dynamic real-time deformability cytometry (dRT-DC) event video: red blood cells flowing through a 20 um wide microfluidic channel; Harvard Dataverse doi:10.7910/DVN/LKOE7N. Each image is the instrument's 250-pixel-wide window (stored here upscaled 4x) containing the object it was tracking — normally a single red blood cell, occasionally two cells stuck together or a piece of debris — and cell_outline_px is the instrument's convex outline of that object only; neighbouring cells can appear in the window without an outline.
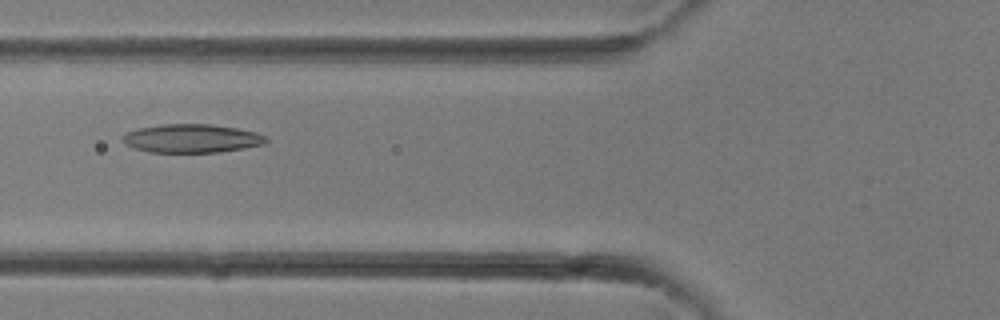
{"species": "common noctule bat (a hibernating species)", "species_latin": "Nyctalus noctula", "temperature_condition": "room temperature", "stored_images_in_passage": 33, "camera_frame_rate_fps": 3000, "um_per_image_px": 0.085, "animal": {"sex": "female"}, "frame": {"image": 1, "passage_image": 13, "time_ms": 4.0, "image_size_px": [1000, 320], "cell_outline_px": [[268, 140], [264, 144], [244, 148], [220, 152], [148, 152], [124, 144], [120, 136], [128, 132], [140, 128], [160, 124], [212, 124], [236, 128], [256, 132], [264, 136]], "centroid_in_image_um": [16.28, 11.76], "position_along_channel_um": 109.5, "area_um2": 23.81}}
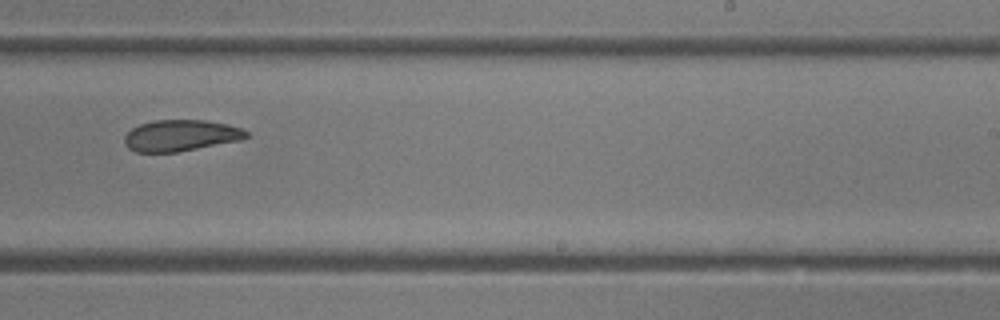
{"frame": {"image": 2, "passage_image": 21, "time_ms": 6.667, "image_size_px": [1000, 320], "cell_outline_px": [[248, 136], [240, 140], [176, 152], [136, 152], [128, 148], [124, 144], [124, 136], [132, 128], [140, 124], [152, 120], [204, 120], [228, 124], [240, 128], [248, 132]], "centroid_in_image_um": [15.32, 11.51], "position_along_channel_um": 273.7, "area_um2": 22.14}}
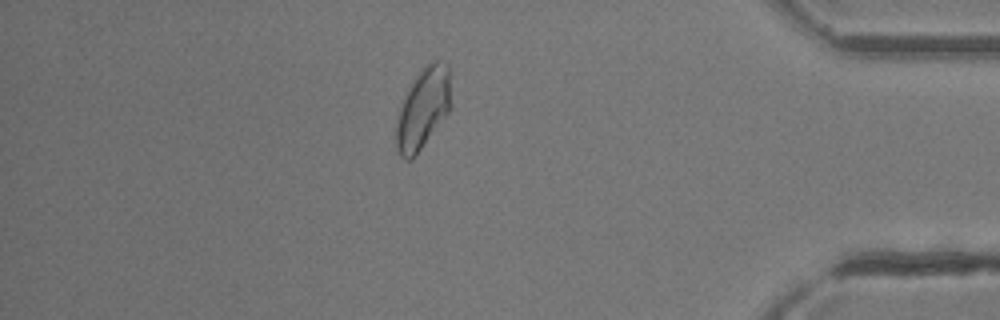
{"frame": {"image": 3, "passage_image": 29, "time_ms": 9.333, "image_size_px": [1000, 320], "cell_outline_px": [[452, 108], [416, 156], [412, 160], [404, 160], [400, 156], [396, 148], [396, 116], [412, 80], [420, 68], [424, 64], [432, 60], [440, 60], [448, 64]], "centroid_in_image_um": [35.96, 9.21], "position_along_channel_um": 399.2, "area_um2": 26.47}}